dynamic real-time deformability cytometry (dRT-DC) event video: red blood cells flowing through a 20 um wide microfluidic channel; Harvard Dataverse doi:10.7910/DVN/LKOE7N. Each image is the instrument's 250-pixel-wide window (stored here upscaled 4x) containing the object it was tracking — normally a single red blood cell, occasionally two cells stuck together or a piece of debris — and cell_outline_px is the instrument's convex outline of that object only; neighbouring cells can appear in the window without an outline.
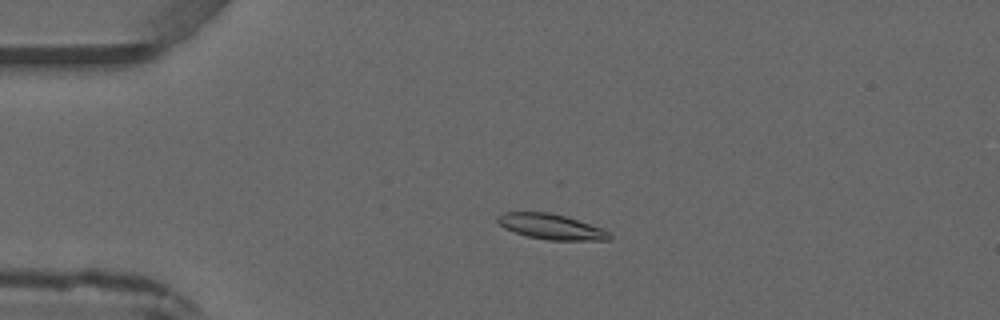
{"species": "common noctule bat (a hibernating species)", "species_latin": "Nyctalus noctula", "temperature_condition": "warm", "stored_images_in_passage": 5, "camera_frame_rate_fps": 3000, "um_per_image_px": 0.085, "animal": {"sex": "male", "forearm_length_mm": 52.5}, "frame": {"image": 1, "passage_image": 4, "time_ms": 3.333, "image_size_px": [1000, 320], "cell_outline_px": [[612, 236], [608, 240], [548, 240], [528, 236], [504, 228], [496, 220], [496, 216], [504, 212], [548, 212], [564, 216], [600, 228], [608, 232]], "centroid_in_image_um": [46.79, 19.26], "position_along_channel_um": 38.2, "area_um2": 16.18}}